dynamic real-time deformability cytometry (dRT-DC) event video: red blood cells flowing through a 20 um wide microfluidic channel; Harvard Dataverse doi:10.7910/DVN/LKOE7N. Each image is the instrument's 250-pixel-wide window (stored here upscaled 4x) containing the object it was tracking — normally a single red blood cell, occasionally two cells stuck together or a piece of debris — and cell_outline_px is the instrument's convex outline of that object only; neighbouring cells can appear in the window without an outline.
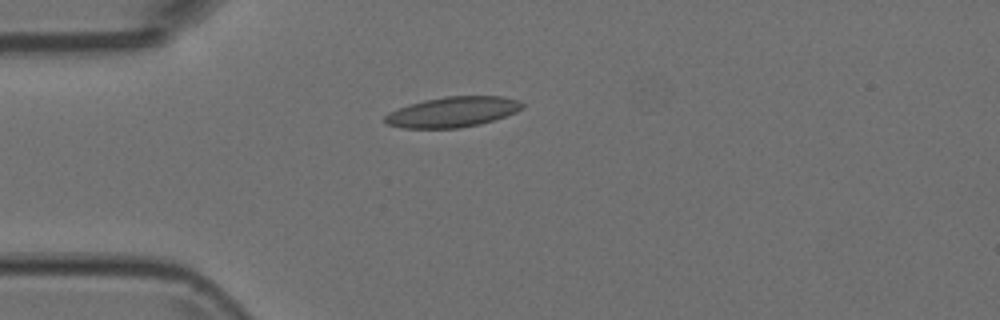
{"species": "Egyptian fruit bat (a non-hibernating species)", "species_latin": "Rousettus aegyptiacus", "temperature_condition": "room temperature", "stored_images_in_passage": 5, "camera_frame_rate_fps": 3000, "um_per_image_px": 0.085, "animal": {"sex": "female"}, "frame": {"image": 1, "passage_image": 4, "time_ms": 1.0, "image_size_px": [1000, 320], "cell_outline_px": [[524, 108], [516, 112], [480, 124], [460, 128], [404, 128], [388, 124], [384, 120], [384, 116], [388, 112], [424, 100], [444, 96], [504, 96], [520, 100], [524, 104]], "centroid_in_image_um": [38.51, 9.51], "position_along_channel_um": 46.5, "area_um2": 24.22}}